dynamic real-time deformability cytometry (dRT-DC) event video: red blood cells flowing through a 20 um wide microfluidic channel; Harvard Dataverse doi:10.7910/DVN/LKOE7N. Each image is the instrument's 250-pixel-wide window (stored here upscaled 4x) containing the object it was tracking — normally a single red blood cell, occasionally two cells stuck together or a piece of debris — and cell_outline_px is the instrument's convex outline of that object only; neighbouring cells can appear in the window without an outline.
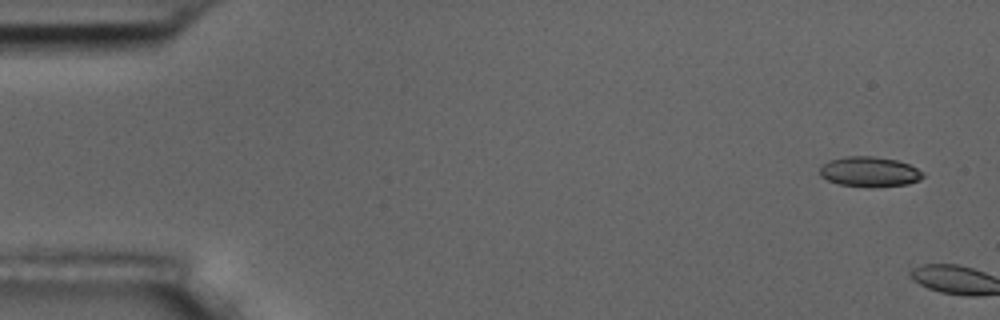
{"species": "common noctule bat (a hibernating species)", "species_latin": "Nyctalus noctula", "temperature_condition": "room temperature", "stored_images_in_passage": 9, "camera_frame_rate_fps": 3000, "um_per_image_px": 0.085, "animal": {"sex": "male", "body_mass_g": 17.5, "forearm_length_mm": 52.3}, "frame": {"image": 1, "passage_image": 1, "time_ms": 0.0, "image_size_px": [1000, 320], "cell_outline_px": [[924, 176], [920, 180], [908, 184], [868, 188], [840, 184], [828, 180], [820, 176], [820, 164], [828, 160], [848, 156], [872, 156], [896, 160], [908, 164], [924, 172]], "centroid_in_image_um": [73.89, 14.6], "position_along_channel_um": 11.1, "area_um2": 18.26}}
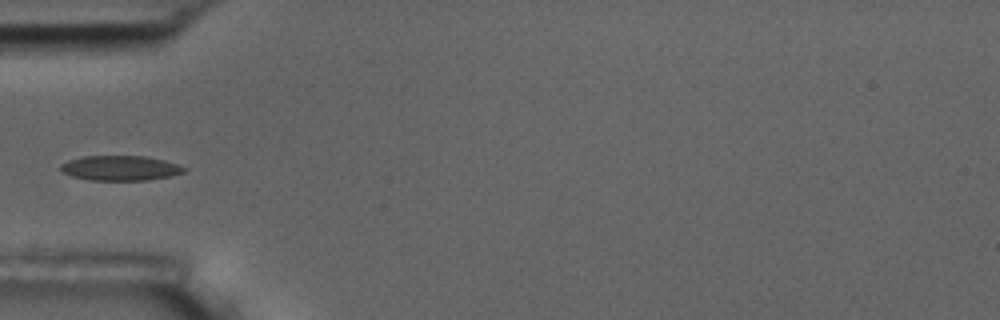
{"frame": {"image": 2, "passage_image": 6, "time_ms": 6.667, "image_size_px": [1000, 320], "cell_outline_px": [[188, 168], [184, 172], [172, 176], [148, 180], [88, 180], [72, 176], [64, 172], [60, 168], [60, 164], [68, 160], [84, 156], [144, 156], [164, 160]], "centroid_in_image_um": [10.24, 14.29], "position_along_channel_um": 74.8, "area_um2": 17.92}}
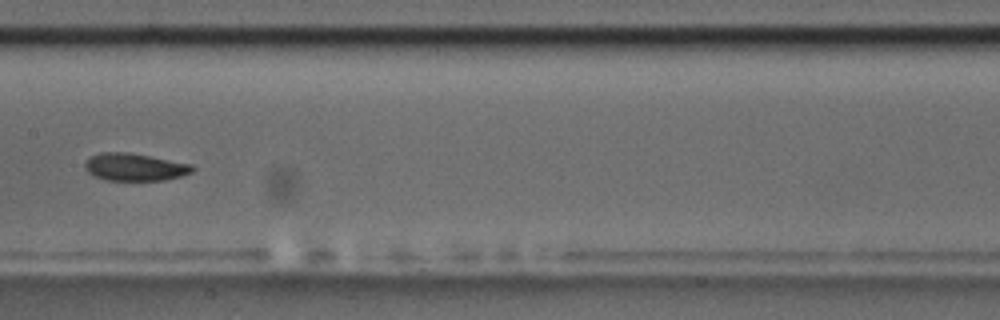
{"frame": {"image": 3, "passage_image": 9, "time_ms": 10.0, "image_size_px": [1000, 320], "cell_outline_px": [[196, 168], [192, 172], [180, 176], [164, 180], [108, 180], [96, 176], [88, 172], [84, 168], [84, 164], [92, 156], [100, 152], [128, 152], [192, 164]], "centroid_in_image_um": [11.47, 14.19], "position_along_channel_um": 195.9, "area_um2": 17.05}}